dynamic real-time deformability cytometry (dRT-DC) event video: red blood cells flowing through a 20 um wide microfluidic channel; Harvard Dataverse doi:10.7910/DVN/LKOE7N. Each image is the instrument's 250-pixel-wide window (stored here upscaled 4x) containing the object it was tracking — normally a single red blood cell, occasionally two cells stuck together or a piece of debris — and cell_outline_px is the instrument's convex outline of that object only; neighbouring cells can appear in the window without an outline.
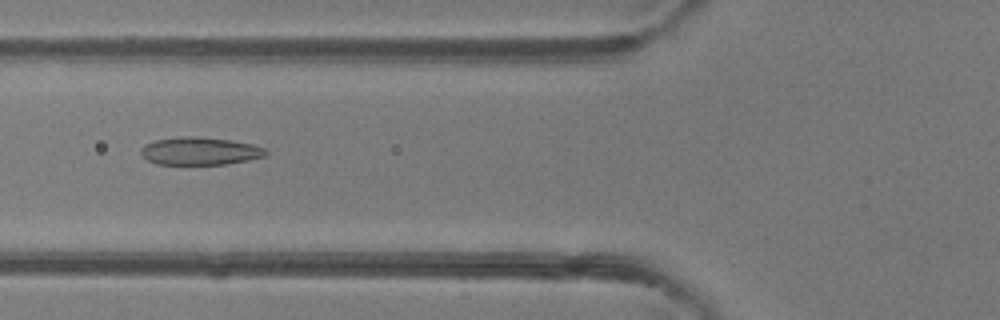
{"species": "common noctule bat (a hibernating species)", "species_latin": "Nyctalus noctula", "temperature_condition": "room temperature", "stored_images_in_passage": 37, "camera_frame_rate_fps": 3000, "um_per_image_px": 0.085, "animal": {"sex": "female"}, "frame": {"image": 1, "passage_image": 7, "time_ms": 2.0, "image_size_px": [1000, 320], "cell_outline_px": [[268, 152], [264, 156], [248, 160], [224, 164], [156, 164], [148, 160], [140, 152], [140, 148], [144, 144], [156, 140], [184, 136], [196, 136], [232, 140], [252, 144], [264, 148]], "centroid_in_image_um": [16.98, 12.83], "position_along_channel_um": 108.8, "area_um2": 20.11}}
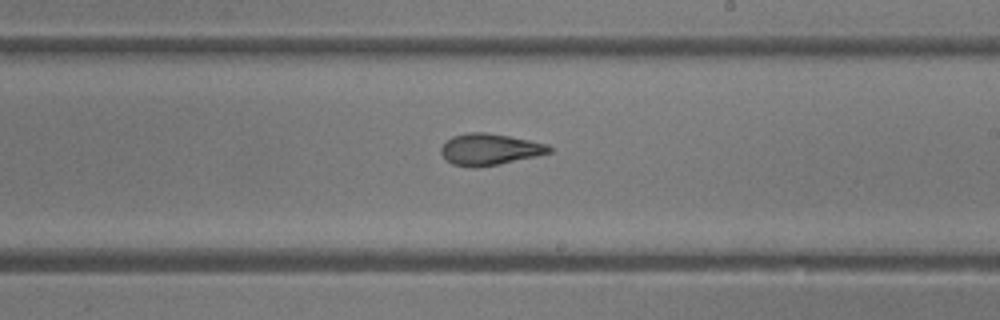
{"frame": {"image": 2, "passage_image": 17, "time_ms": 5.333, "image_size_px": [1000, 320], "cell_outline_px": [[552, 152], [536, 156], [500, 164], [476, 168], [472, 168], [452, 164], [440, 152], [440, 148], [452, 136], [468, 132], [488, 132], [548, 144], [552, 148]], "centroid_in_image_um": [41.62, 12.7], "position_along_channel_um": 247.4, "area_um2": 19.83}}
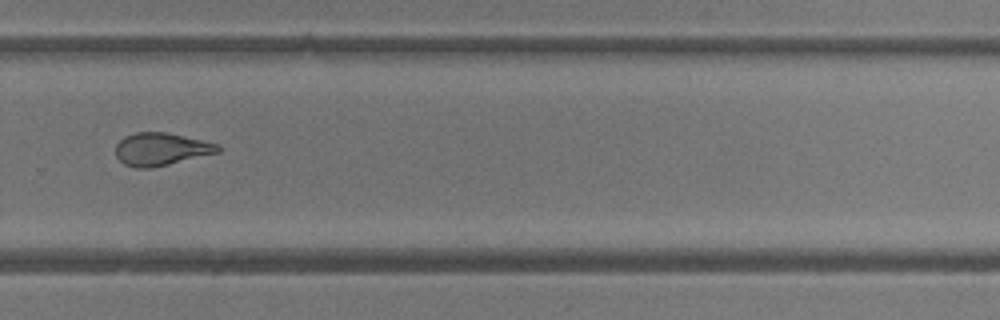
{"frame": {"image": 3, "passage_image": 22, "time_ms": 7.0, "image_size_px": [1000, 320], "cell_outline_px": [[224, 148], [220, 152], [152, 168], [136, 168], [124, 164], [116, 156], [116, 144], [124, 136], [136, 132], [168, 132], [220, 144]], "centroid_in_image_um": [13.73, 12.67], "position_along_channel_um": 316.1, "area_um2": 19.71}, "authors_computed_cell_mechanics": {"area_um2": 19.4208, "velocity_mm_per_s": 4.1507, "shape_relaxation_time_tau1_ms": 7.7508, "shape_relaxation_time_tau2_ms": 1.6832, "deformation_change_tau1": 0.2276, "deformation_change_tau2": 0.0741}}